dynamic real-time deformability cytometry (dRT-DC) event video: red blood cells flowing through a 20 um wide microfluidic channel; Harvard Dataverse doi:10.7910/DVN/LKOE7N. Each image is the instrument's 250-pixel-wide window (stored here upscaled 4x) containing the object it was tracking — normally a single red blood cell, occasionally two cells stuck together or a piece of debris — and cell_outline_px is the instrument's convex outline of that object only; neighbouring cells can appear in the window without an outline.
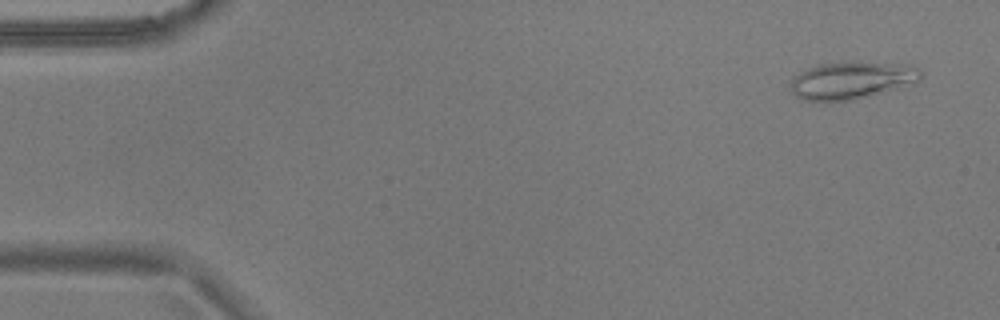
{"species": "common noctule bat (a hibernating species)", "species_latin": "Nyctalus noctula", "temperature_condition": "warm", "stored_images_in_passage": 54, "camera_frame_rate_fps": 3000, "um_per_image_px": 0.085, "animal": {"sex": "male", "body_mass_g": 17.9}, "frame": {"image": 1, "passage_image": 3, "time_ms": 0.667, "image_size_px": [1000, 320], "cell_outline_px": [[920, 80], [896, 88], [868, 96], [852, 100], [804, 100], [796, 96], [792, 92], [792, 80], [800, 72], [808, 68], [820, 64], [856, 60], [904, 64], [920, 68]], "centroid_in_image_um": [72.4, 6.79], "position_along_channel_um": 12.6, "area_um2": 28.15}}
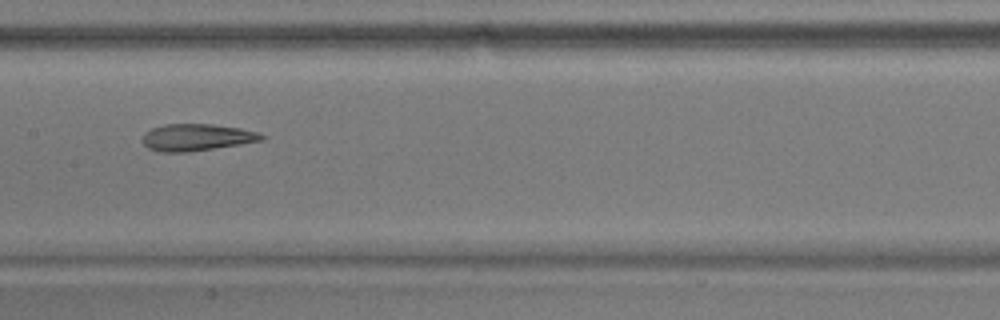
{"frame": {"image": 2, "passage_image": 27, "time_ms": 8.667, "image_size_px": [1000, 320], "cell_outline_px": [[268, 136], [264, 140], [240, 144], [184, 152], [160, 152], [148, 148], [144, 144], [144, 132], [152, 128], [164, 124], [212, 124], [240, 128], [260, 132]], "centroid_in_image_um": [16.76, 11.66], "position_along_channel_um": 190.6, "area_um2": 18.61}}
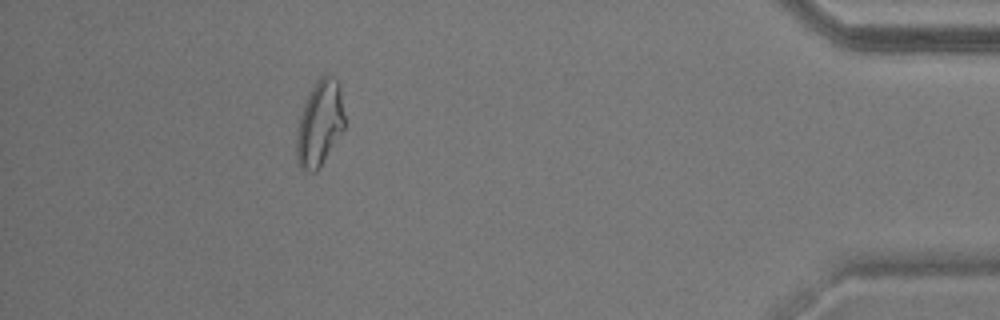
{"frame": {"image": 3, "passage_image": 49, "time_ms": 16.0, "image_size_px": [1000, 320], "cell_outline_px": [[344, 128], [320, 168], [316, 172], [312, 172], [300, 168], [296, 156], [296, 132], [300, 116], [304, 104], [316, 80], [324, 72], [328, 72], [340, 84], [344, 116]], "centroid_in_image_um": [27.17, 10.47], "position_along_channel_um": 408.0, "area_um2": 24.1}, "authors_computed_cell_mechanics": {"area_um2": 21.9351, "velocity_mm_per_s": 3.6746, "shape_relaxation_time_tau1_ms": null, "shape_relaxation_time_tau2_ms": 2.2031, "deformation_change_tau1": null, "deformation_change_tau2": 0.1104}}